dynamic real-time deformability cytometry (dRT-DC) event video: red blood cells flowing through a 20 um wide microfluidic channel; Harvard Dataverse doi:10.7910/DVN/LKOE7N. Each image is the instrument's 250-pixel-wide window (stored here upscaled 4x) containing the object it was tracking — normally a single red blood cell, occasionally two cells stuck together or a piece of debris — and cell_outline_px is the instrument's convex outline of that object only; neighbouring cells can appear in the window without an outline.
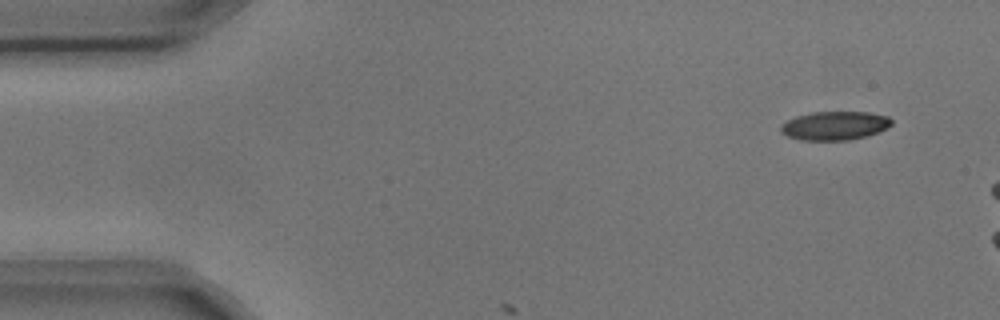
{"species": "common noctule bat (a hibernating species)", "species_latin": "Nyctalus noctula", "temperature_condition": "cold", "stored_images_in_passage": 3, "camera_frame_rate_fps": 3000, "um_per_image_px": 0.085, "animal": {"sex": "male", "body_mass_g": 17.9, "forearm_length_mm": 54.2}, "frame": {"image": 1, "passage_image": 1, "time_ms": 0.0, "image_size_px": [1000, 320], "cell_outline_px": [[892, 124], [888, 128], [868, 136], [848, 140], [800, 140], [788, 136], [780, 132], [780, 124], [796, 116], [812, 112], [868, 112], [888, 116], [892, 120]], "centroid_in_image_um": [70.96, 10.68], "position_along_channel_um": 14.0, "area_um2": 18.67}}